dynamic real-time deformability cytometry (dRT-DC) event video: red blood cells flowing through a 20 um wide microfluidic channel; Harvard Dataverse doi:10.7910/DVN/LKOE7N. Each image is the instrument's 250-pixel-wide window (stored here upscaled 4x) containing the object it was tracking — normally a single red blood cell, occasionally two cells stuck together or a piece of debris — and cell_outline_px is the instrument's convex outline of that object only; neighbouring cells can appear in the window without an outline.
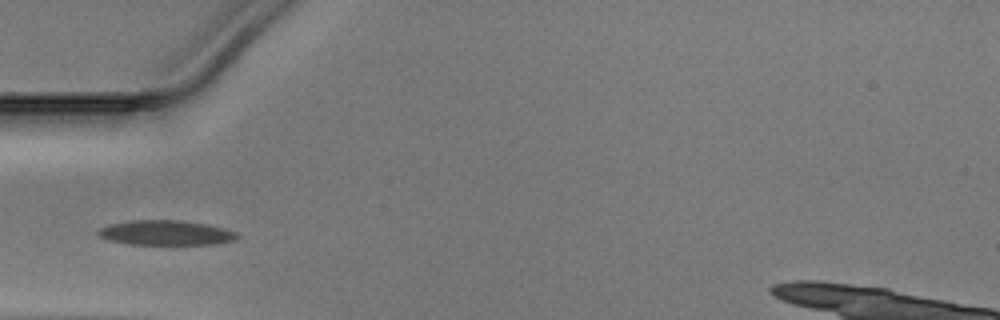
{"species": "Egyptian fruit bat (a non-hibernating species)", "species_latin": "Rousettus aegyptiacus", "temperature_condition": "warm", "stored_images_in_passage": 26, "camera_frame_rate_fps": 3000, "um_per_image_px": 0.085, "animal": {"sex": "male"}, "frame": {"image": 1, "passage_image": 1, "time_ms": 0.0, "image_size_px": [1000, 320], "cell_outline_px": [[240, 236], [236, 240], [216, 244], [128, 244], [108, 240], [100, 236], [96, 232], [100, 228], [108, 224], [128, 220], [180, 220], [204, 224], [236, 232]], "centroid_in_image_um": [14.06, 19.78], "position_along_channel_um": 70.9, "area_um2": 20.06}}
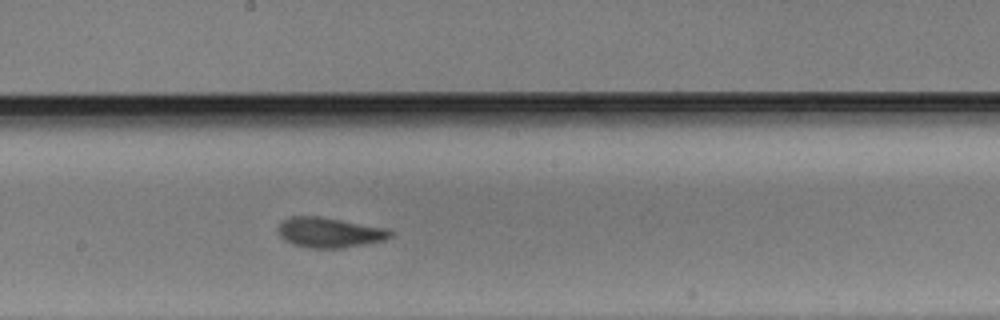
{"frame": {"image": 2, "passage_image": 12, "time_ms": 3.667, "image_size_px": [1000, 320], "cell_outline_px": [[396, 232], [392, 236], [384, 240], [344, 248], [308, 248], [284, 240], [280, 236], [276, 228], [288, 216], [320, 216], [388, 228]], "centroid_in_image_um": [28.03, 19.75], "position_along_channel_um": 220.2, "area_um2": 19.88}}
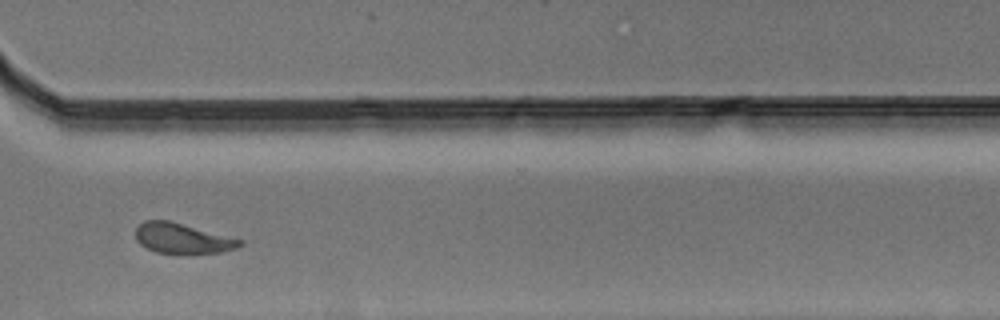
{"frame": {"image": 3, "passage_image": 22, "time_ms": 7.0, "image_size_px": [1000, 320], "cell_outline_px": [[244, 244], [236, 248], [224, 252], [156, 252], [140, 244], [136, 240], [136, 228], [144, 220], [168, 220], [244, 240]], "centroid_in_image_um": [15.51, 20.24], "position_along_channel_um": 355.1, "area_um2": 17.98}}